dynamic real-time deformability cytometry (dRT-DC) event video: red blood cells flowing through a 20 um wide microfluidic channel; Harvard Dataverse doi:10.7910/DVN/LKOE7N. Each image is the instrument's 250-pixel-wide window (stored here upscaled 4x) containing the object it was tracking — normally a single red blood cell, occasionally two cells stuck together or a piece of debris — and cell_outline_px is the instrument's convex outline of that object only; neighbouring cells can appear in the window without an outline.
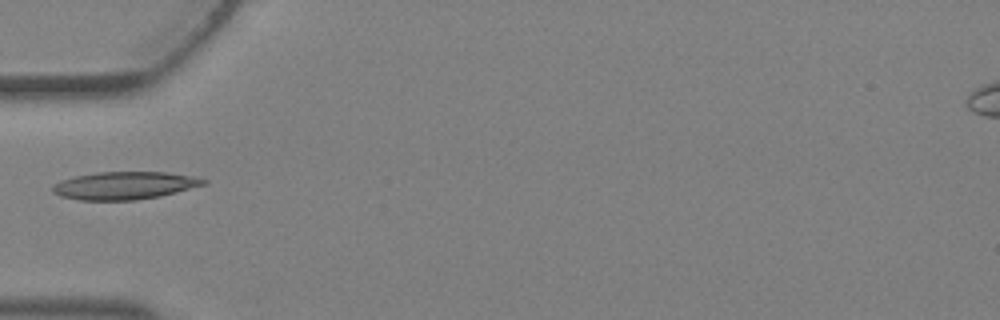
{"species": "Egyptian fruit bat (a non-hibernating species)", "species_latin": "Rousettus aegyptiacus", "temperature_condition": "warm", "stored_images_in_passage": 1, "camera_frame_rate_fps": 3000, "um_per_image_px": 0.085, "animal": {"sex": "female"}, "frame": {"image": 1, "passage_image": 1, "time_ms": 0.0, "image_size_px": [1000, 320], "cell_outline_px": [[208, 184], [160, 196], [136, 200], [80, 200], [60, 196], [52, 192], [52, 184], [60, 180], [76, 176], [96, 172], [168, 172], [196, 176], [208, 180]], "centroid_in_image_um": [10.61, 15.76], "position_along_channel_um": 74.4, "area_um2": 24.62}}